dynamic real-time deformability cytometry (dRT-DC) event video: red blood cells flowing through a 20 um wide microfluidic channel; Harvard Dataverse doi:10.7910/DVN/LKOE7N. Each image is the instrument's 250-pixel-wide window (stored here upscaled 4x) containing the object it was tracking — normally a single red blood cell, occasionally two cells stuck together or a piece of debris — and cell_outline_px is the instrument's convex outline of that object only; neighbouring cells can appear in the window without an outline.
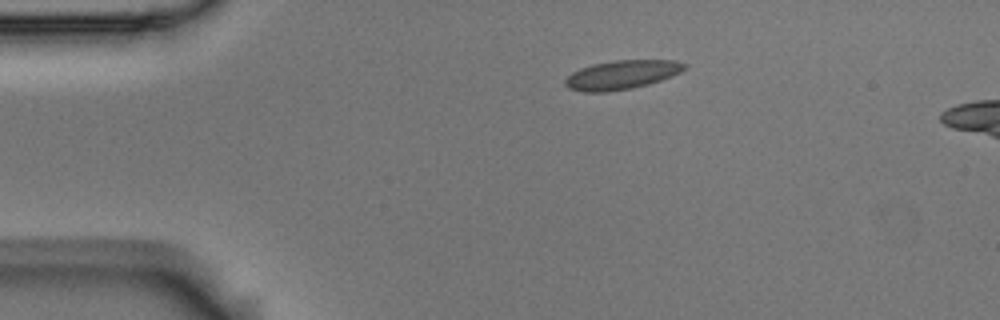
{"species": "Egyptian fruit bat (a non-hibernating species)", "species_latin": "Rousettus aegyptiacus", "temperature_condition": "room temperature", "stored_images_in_passage": 3, "camera_frame_rate_fps": 3000, "um_per_image_px": 0.085, "animal": {"sex": "male"}, "frame": {"image": 1, "passage_image": 1, "time_ms": 0.0, "image_size_px": [1000, 320], "cell_outline_px": [[688, 64], [680, 72], [672, 76], [648, 84], [632, 88], [608, 92], [584, 92], [568, 88], [564, 84], [564, 80], [572, 72], [580, 68], [592, 64], [616, 60], [676, 60]], "centroid_in_image_um": [52.83, 6.36], "position_along_channel_um": 32.2, "area_um2": 20.17}}
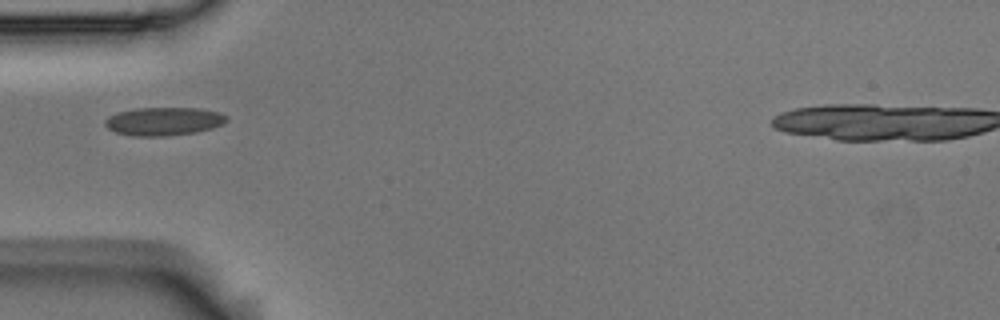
{"frame": {"image": 2, "passage_image": 3, "time_ms": 0.667, "image_size_px": [1000, 320], "cell_outline_px": [[228, 120], [224, 124], [212, 128], [196, 132], [164, 136], [132, 136], [116, 132], [108, 128], [104, 124], [104, 120], [108, 116], [116, 112], [136, 108], [200, 108], [220, 112], [228, 116]], "centroid_in_image_um": [13.92, 10.3], "position_along_channel_um": 71.1, "area_um2": 20.23}}